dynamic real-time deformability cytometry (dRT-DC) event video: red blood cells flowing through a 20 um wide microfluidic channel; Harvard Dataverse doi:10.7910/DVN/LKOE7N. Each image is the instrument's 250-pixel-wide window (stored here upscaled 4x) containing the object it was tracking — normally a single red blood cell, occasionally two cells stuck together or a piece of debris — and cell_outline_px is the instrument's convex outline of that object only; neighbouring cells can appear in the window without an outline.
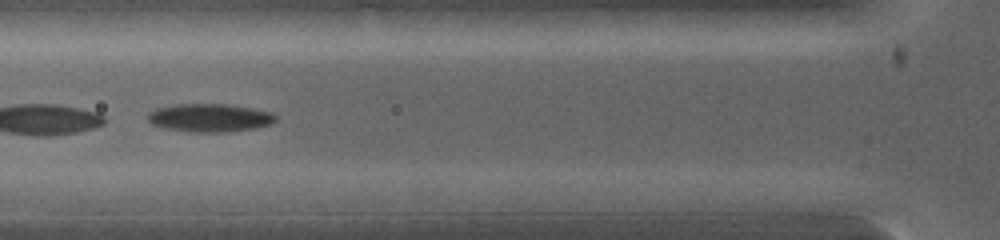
{"species": "common noctule bat (a hibernating species)", "species_latin": "Nyctalus noctula", "temperature_condition": "warm", "stored_images_in_passage": 6, "camera_frame_rate_fps": 5000, "um_per_image_px": 0.085, "animal": {"sex": "female", "body_mass_g": 19.0, "forearm_length_mm": 53.3}, "frame": {"image": 1, "passage_image": 4, "time_ms": 1.2, "image_size_px": [1000, 240], "cell_outline_px": [[276, 120], [272, 124], [252, 128], [220, 132], [192, 132], [164, 128], [152, 124], [148, 120], [148, 112], [156, 108], [172, 104], [228, 104], [252, 108], [272, 112], [276, 116]], "centroid_in_image_um": [17.8, 10.0], "position_along_channel_um": 108.0, "area_um2": 20.98}}
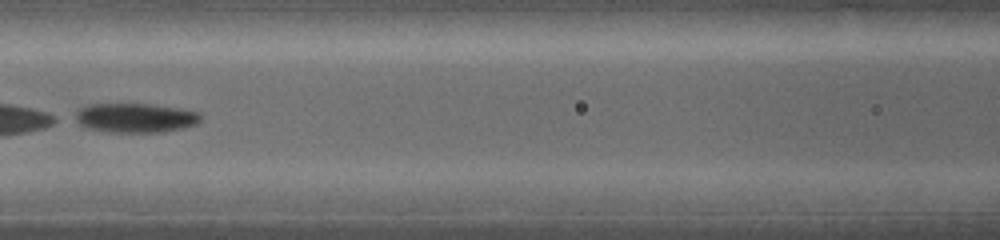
{"frame": {"image": 2, "passage_image": 6, "time_ms": 2.0, "image_size_px": [1000, 240], "cell_outline_px": [[200, 120], [196, 124], [184, 128], [156, 132], [112, 132], [88, 128], [72, 120], [68, 116], [84, 104], [152, 104], [176, 108], [196, 112], [200, 116]], "centroid_in_image_um": [11.36, 10.01], "position_along_channel_um": 155.2, "area_um2": 21.62}}